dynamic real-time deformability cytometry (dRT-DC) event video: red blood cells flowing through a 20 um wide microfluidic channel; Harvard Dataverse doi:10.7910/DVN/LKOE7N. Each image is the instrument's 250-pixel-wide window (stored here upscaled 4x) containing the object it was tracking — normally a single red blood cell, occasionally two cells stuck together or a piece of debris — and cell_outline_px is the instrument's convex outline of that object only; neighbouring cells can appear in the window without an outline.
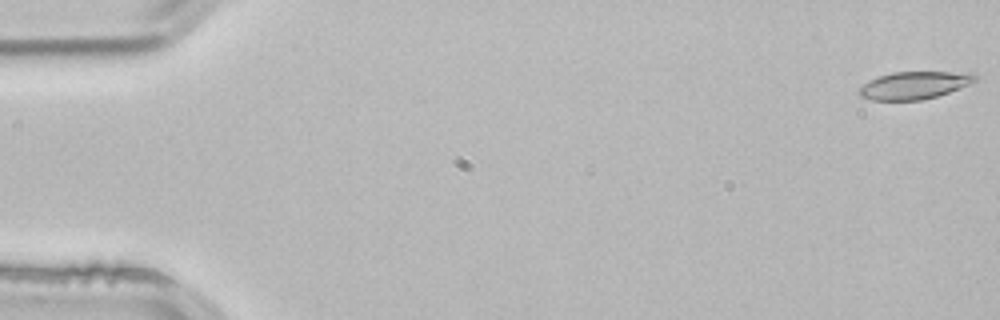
{"species": "common noctule bat (a hibernating species)", "species_latin": "Nyctalus noctula", "temperature_condition": "room temperature", "stored_images_in_passage": 4, "camera_frame_rate_fps": 3000, "um_per_image_px": 0.085, "animal": {"sex": "male", "body_mass_g": 21.5, "forearm_length_mm": 52.0}, "frame": {"image": 1, "passage_image": 1, "time_ms": 0.0, "image_size_px": [1000, 320], "cell_outline_px": [[976, 80], [968, 84], [948, 92], [936, 96], [920, 100], [872, 100], [860, 96], [856, 92], [868, 80], [892, 72], [972, 72], [976, 76]], "centroid_in_image_um": [77.67, 7.24], "position_along_channel_um": 7.3, "area_um2": 18.44}}
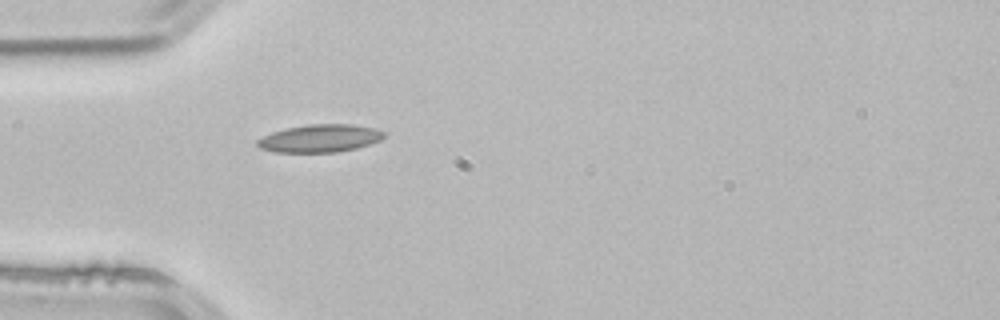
{"frame": {"image": 2, "passage_image": 4, "time_ms": 1.0, "image_size_px": [1000, 320], "cell_outline_px": [[384, 136], [380, 140], [356, 148], [336, 152], [276, 152], [260, 148], [256, 144], [256, 140], [272, 132], [288, 128], [308, 124], [352, 124], [376, 128], [384, 132]], "centroid_in_image_um": [27.19, 11.75], "position_along_channel_um": 57.8, "area_um2": 20.35}}